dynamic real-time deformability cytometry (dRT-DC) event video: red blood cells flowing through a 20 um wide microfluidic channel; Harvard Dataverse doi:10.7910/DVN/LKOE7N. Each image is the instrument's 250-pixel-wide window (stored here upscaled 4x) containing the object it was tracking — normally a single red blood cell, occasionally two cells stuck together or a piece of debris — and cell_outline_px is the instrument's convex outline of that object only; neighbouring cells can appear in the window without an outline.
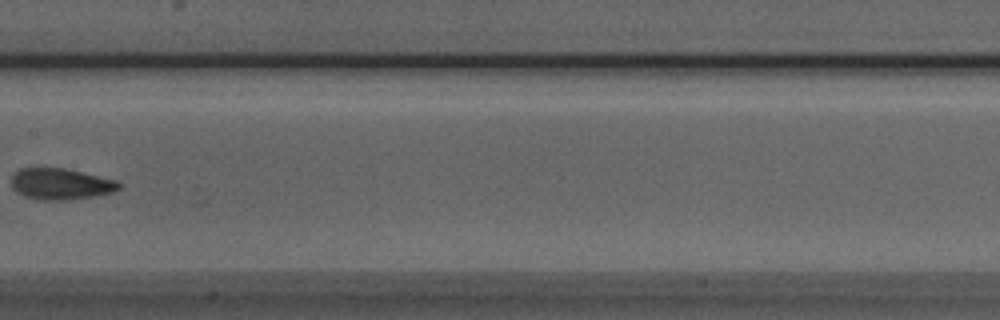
{"species": "Egyptian fruit bat (a non-hibernating species)", "species_latin": "Rousettus aegyptiacus", "temperature_condition": "room temperature", "stored_images_in_passage": 6, "camera_frame_rate_fps": 3000, "um_per_image_px": 0.085, "animal": {"sex": "male"}, "frame": {"image": 1, "passage_image": 6, "time_ms": 1.667, "image_size_px": [1000, 320], "cell_outline_px": [[120, 188], [112, 192], [92, 196], [68, 200], [40, 200], [24, 196], [16, 192], [12, 188], [12, 176], [20, 168], [64, 168], [116, 180], [120, 184]], "centroid_in_image_um": [5.13, 15.64], "position_along_channel_um": 202.3, "area_um2": 19.42}}